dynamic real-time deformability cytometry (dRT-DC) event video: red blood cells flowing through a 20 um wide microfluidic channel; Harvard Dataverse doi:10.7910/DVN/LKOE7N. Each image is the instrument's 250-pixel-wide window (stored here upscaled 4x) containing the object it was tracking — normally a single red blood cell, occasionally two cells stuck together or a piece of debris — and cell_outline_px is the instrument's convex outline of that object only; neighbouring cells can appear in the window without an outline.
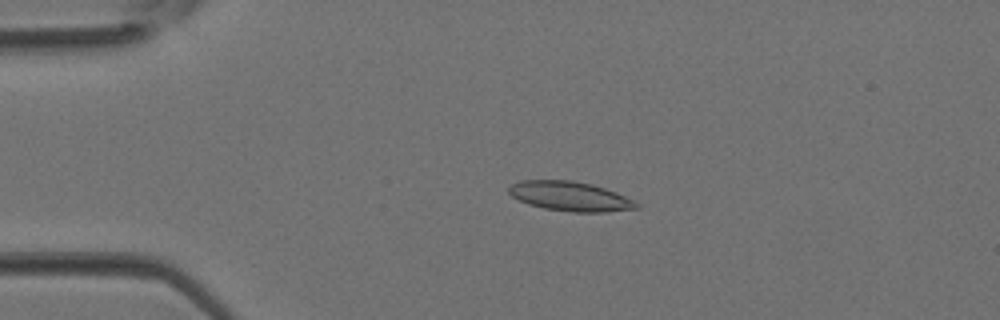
{"species": "Egyptian fruit bat (a non-hibernating species)", "species_latin": "Rousettus aegyptiacus", "temperature_condition": "room temperature", "stored_images_in_passage": 4, "camera_frame_rate_fps": 3000, "um_per_image_px": 0.085, "animal": {"sex": "female"}, "frame": {"image": 1, "passage_image": 3, "time_ms": 0.667, "image_size_px": [1000, 320], "cell_outline_px": [[640, 208], [604, 212], [572, 212], [544, 208], [528, 204], [512, 196], [508, 192], [508, 188], [512, 184], [520, 180], [572, 180], [592, 184], [616, 192], [636, 200], [640, 204]], "centroid_in_image_um": [48.5, 16.68], "position_along_channel_um": 36.5, "area_um2": 22.08}}
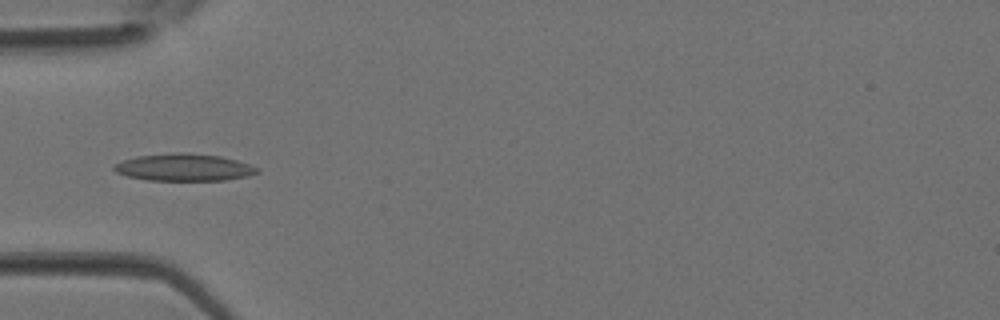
{"frame": {"image": 2, "passage_image": 4, "time_ms": 1.0, "image_size_px": [1000, 320], "cell_outline_px": [[260, 172], [248, 176], [224, 180], [148, 180], [128, 176], [116, 172], [112, 168], [116, 164], [124, 160], [136, 156], [172, 152], [188, 152], [220, 156], [236, 160], [260, 168]], "centroid_in_image_um": [15.66, 14.21], "position_along_channel_um": 69.3, "area_um2": 22.72}}